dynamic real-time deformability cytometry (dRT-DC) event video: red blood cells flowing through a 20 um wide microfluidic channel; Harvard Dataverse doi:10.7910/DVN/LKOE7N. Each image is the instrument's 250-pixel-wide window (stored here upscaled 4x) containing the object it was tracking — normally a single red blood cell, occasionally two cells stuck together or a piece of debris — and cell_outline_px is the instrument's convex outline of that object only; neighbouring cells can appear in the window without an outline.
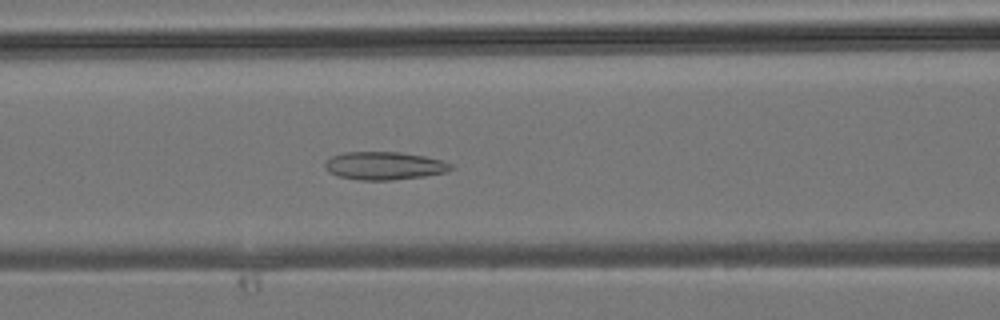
{"species": "common noctule bat (a hibernating species)", "species_latin": "Nyctalus noctula", "temperature_condition": "room temperature", "stored_images_in_passage": 37, "camera_frame_rate_fps": 3000, "um_per_image_px": 0.085, "animal": {"sex": "male", "body_mass_g": 19.2, "forearm_length_mm": 51.8}, "frame": {"image": 1, "passage_image": 15, "time_ms": 4.667, "image_size_px": [1000, 320], "cell_outline_px": [[456, 168], [448, 172], [424, 176], [392, 180], [360, 180], [336, 176], [328, 172], [324, 164], [332, 156], [344, 152], [400, 152], [424, 156], [440, 160], [452, 164]], "centroid_in_image_um": [32.69, 14.09], "position_along_channel_um": 133.9, "area_um2": 20.63}}
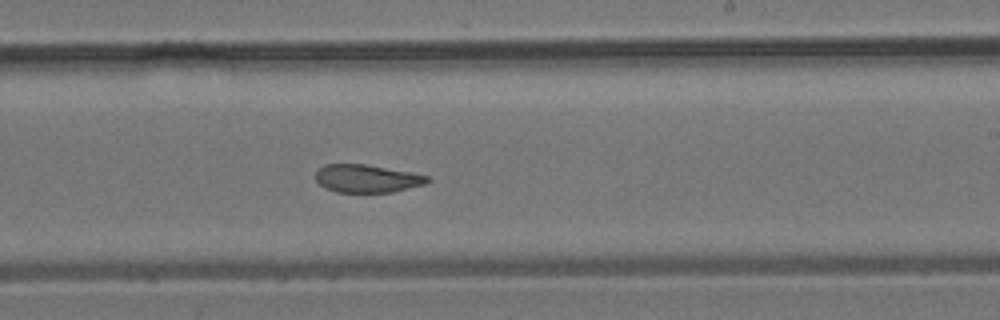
{"frame": {"image": 2, "passage_image": 22, "time_ms": 7.0, "image_size_px": [1000, 320], "cell_outline_px": [[432, 180], [424, 184], [392, 192], [336, 192], [324, 188], [316, 180], [316, 172], [324, 164], [368, 164], [432, 176]], "centroid_in_image_um": [31.22, 15.17], "position_along_channel_um": 257.8, "area_um2": 18.32}}
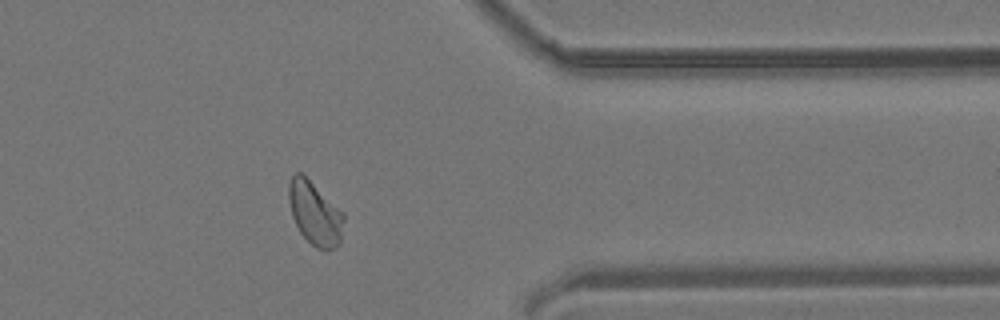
{"frame": {"image": 3, "passage_image": 30, "time_ms": 9.667, "image_size_px": [1000, 320], "cell_outline_px": [[344, 220], [340, 244], [328, 252], [316, 248], [300, 232], [292, 216], [288, 200], [288, 184], [292, 176], [296, 172], [300, 172], [344, 212]], "centroid_in_image_um": [26.77, 18.16], "position_along_channel_um": 384.6, "area_um2": 20.35}}